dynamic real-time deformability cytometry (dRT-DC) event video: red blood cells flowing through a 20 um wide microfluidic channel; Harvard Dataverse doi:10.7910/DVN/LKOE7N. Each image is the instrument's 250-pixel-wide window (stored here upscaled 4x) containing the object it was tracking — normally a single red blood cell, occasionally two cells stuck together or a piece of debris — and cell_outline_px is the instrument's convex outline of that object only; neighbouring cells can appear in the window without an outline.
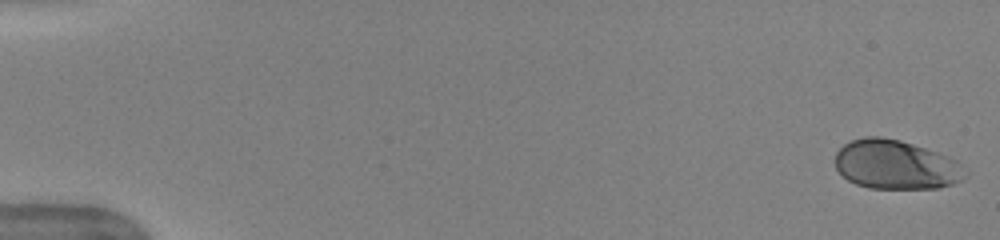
{"species": "human", "species_latin": "Homo sapiens", "temperature_condition": "warm", "stored_images_in_passage": 49, "camera_frame_rate_fps": 3000, "um_per_image_px": 0.085, "donor": {"sex": "female"}, "frame": {"image": 1, "passage_image": 1, "time_ms": 0.0, "image_size_px": [1000, 240], "cell_outline_px": [[968, 176], [952, 184], [940, 188], [868, 188], [856, 184], [848, 180], [836, 168], [836, 152], [844, 144], [852, 140], [864, 136], [880, 136], [900, 140], [948, 156], [956, 160], [968, 172]], "centroid_in_image_um": [76.15, 14.0], "position_along_channel_um": 8.8, "area_um2": 37.22}}
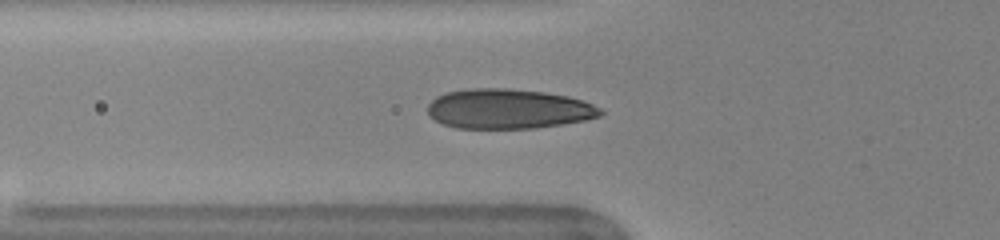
{"frame": {"image": 2, "passage_image": 19, "time_ms": 6.0, "image_size_px": [1000, 240], "cell_outline_px": [[604, 112], [600, 116], [584, 120], [536, 128], [456, 128], [444, 124], [428, 116], [428, 104], [436, 96], [448, 92], [468, 88], [508, 88], [544, 92], [568, 96], [592, 104], [600, 108]], "centroid_in_image_um": [43.18, 9.25], "position_along_channel_um": 82.6, "area_um2": 40.0}}
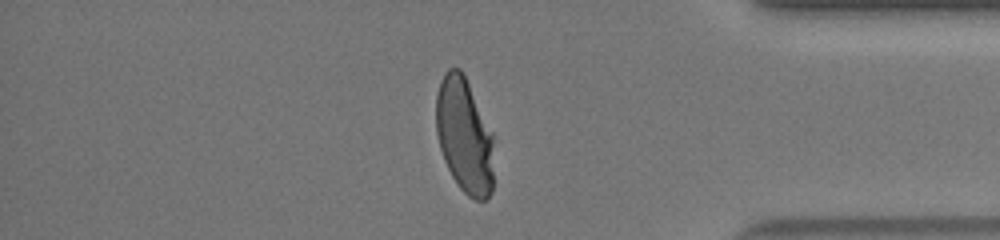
{"frame": {"image": 3, "passage_image": 44, "time_ms": 14.333, "image_size_px": [1000, 240], "cell_outline_px": [[492, 192], [484, 200], [476, 200], [468, 196], [460, 188], [452, 176], [444, 160], [440, 148], [436, 132], [436, 96], [440, 80], [444, 72], [448, 68], [460, 68], [492, 132]], "centroid_in_image_um": [39.44, 11.52], "position_along_channel_um": 395.8, "area_um2": 38.38}, "authors_computed_cell_mechanics": {"area_um2": 38.9572, "velocity_mm_per_s": 3.975, "shape_relaxation_time_tau1_ms": 3.7207, "shape_relaxation_time_tau2_ms": null, "deformation_change_tau1": 0.1711, "deformation_change_tau2": null}}